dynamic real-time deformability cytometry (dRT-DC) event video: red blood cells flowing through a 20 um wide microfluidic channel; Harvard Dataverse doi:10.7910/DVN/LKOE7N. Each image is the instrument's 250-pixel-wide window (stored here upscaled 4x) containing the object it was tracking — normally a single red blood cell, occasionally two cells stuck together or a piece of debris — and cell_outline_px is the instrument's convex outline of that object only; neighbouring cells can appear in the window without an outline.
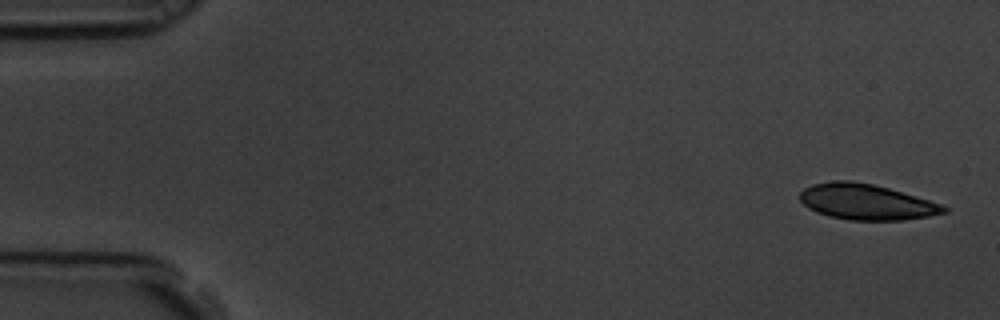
{"species": "common noctule bat (a hibernating species)", "species_latin": "Nyctalus noctula", "temperature_condition": "room temperature", "stored_images_in_passage": 6, "camera_frame_rate_fps": 3000, "um_per_image_px": 0.085, "animal": {"sex": "male", "body_mass_g": 19.5, "forearm_length_mm": 54.6}, "frame": {"image": 1, "passage_image": 1, "time_ms": 0.0, "image_size_px": [1000, 320], "cell_outline_px": [[948, 212], [928, 216], [904, 220], [852, 220], [832, 216], [816, 212], [808, 208], [800, 200], [800, 192], [804, 188], [812, 184], [832, 180], [852, 180], [872, 184], [888, 188], [916, 196], [940, 204], [948, 208]], "centroid_in_image_um": [73.62, 17.15], "position_along_channel_um": 11.4, "area_um2": 29.77}}